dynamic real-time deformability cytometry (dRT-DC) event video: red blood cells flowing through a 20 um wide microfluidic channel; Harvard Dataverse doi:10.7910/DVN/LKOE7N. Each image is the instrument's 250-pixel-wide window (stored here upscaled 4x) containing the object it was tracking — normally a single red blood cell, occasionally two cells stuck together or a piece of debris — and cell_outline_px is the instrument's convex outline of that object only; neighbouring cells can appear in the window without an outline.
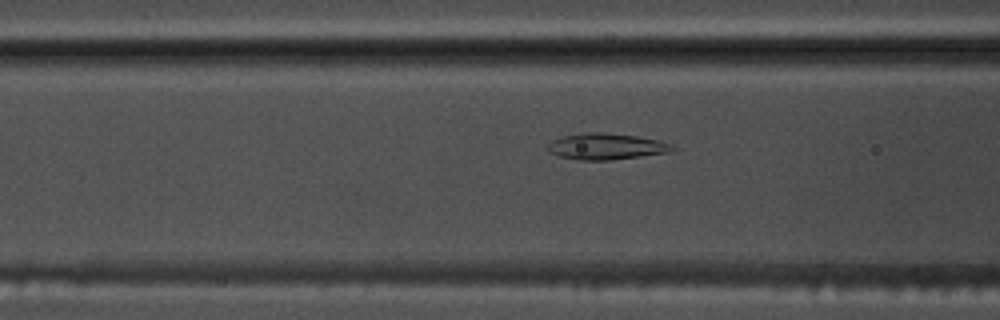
{"species": "common noctule bat (a hibernating species)", "species_latin": "Nyctalus noctula", "temperature_condition": "warm", "stored_images_in_passage": 55, "camera_frame_rate_fps": 3000, "um_per_image_px": 0.085, "animal": {"sex": "male", "body_mass_g": 17.5, "forearm_length_mm": 52.3}, "frame": {"image": 1, "passage_image": 22, "time_ms": 7.0, "image_size_px": [1000, 320], "cell_outline_px": [[676, 148], [668, 152], [640, 156], [608, 160], [580, 160], [556, 156], [548, 152], [544, 148], [552, 140], [564, 136], [580, 132], [604, 132], [636, 136], [656, 140], [672, 144]], "centroid_in_image_um": [51.43, 12.44], "position_along_channel_um": 115.2, "area_um2": 19.13}}
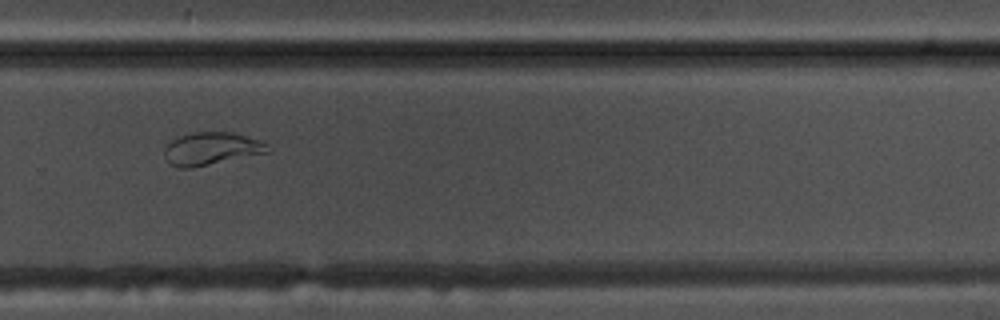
{"frame": {"image": 2, "passage_image": 38, "time_ms": 12.333, "image_size_px": [1000, 320], "cell_outline_px": [[272, 152], [192, 168], [180, 168], [172, 164], [164, 156], [164, 148], [172, 140], [180, 136], [192, 132], [232, 132], [260, 140], [268, 144], [272, 148]], "centroid_in_image_um": [18.03, 12.64], "position_along_channel_um": 311.8, "area_um2": 19.88}}
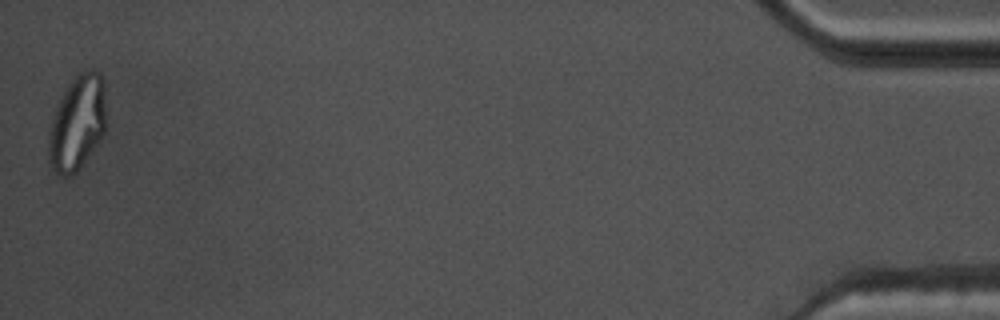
{"frame": {"image": 3, "passage_image": 55, "time_ms": 18.0, "image_size_px": [1000, 320], "cell_outline_px": [[108, 124], [104, 136], [76, 172], [72, 176], [60, 176], [48, 164], [48, 132], [56, 108], [64, 92], [76, 72], [88, 68], [92, 68], [104, 76], [108, 116]], "centroid_in_image_um": [6.63, 10.41], "position_along_channel_um": 428.6, "area_um2": 33.06}}